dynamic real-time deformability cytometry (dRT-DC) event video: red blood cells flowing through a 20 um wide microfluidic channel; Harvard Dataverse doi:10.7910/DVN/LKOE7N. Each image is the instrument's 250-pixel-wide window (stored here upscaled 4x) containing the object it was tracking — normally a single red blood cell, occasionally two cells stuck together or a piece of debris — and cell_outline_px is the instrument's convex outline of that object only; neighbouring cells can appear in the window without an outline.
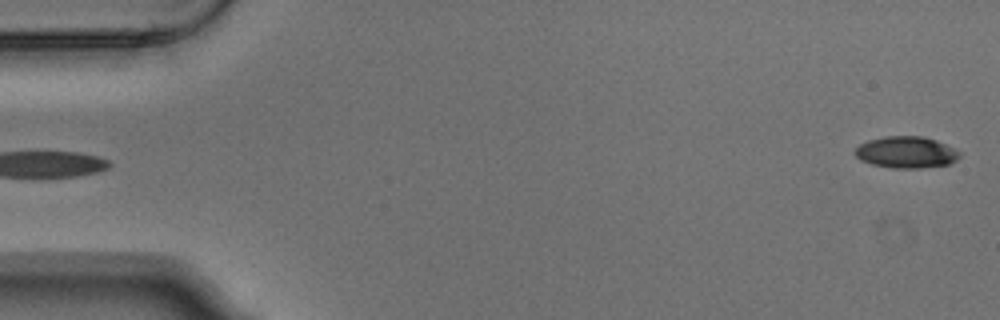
{"species": "Egyptian fruit bat (a non-hibernating species)", "species_latin": "Rousettus aegyptiacus", "temperature_condition": "warm", "stored_images_in_passage": 4, "segment_of_instrument_passage": [2, 2], "camera_frame_rate_fps": 3000, "um_per_image_px": 0.085, "animal": {"sex": "male"}, "frame": {"image": 1, "passage_image": 4, "time_ms": 1.0, "image_size_px": [1000, 320], "cell_outline_px": [[960, 156], [956, 160], [948, 164], [920, 168], [892, 168], [872, 164], [860, 160], [852, 152], [860, 144], [868, 140], [884, 136], [924, 136], [936, 140], [960, 152]], "centroid_in_image_um": [76.99, 12.94], "position_along_channel_um": 8.0, "area_um2": 19.25}}